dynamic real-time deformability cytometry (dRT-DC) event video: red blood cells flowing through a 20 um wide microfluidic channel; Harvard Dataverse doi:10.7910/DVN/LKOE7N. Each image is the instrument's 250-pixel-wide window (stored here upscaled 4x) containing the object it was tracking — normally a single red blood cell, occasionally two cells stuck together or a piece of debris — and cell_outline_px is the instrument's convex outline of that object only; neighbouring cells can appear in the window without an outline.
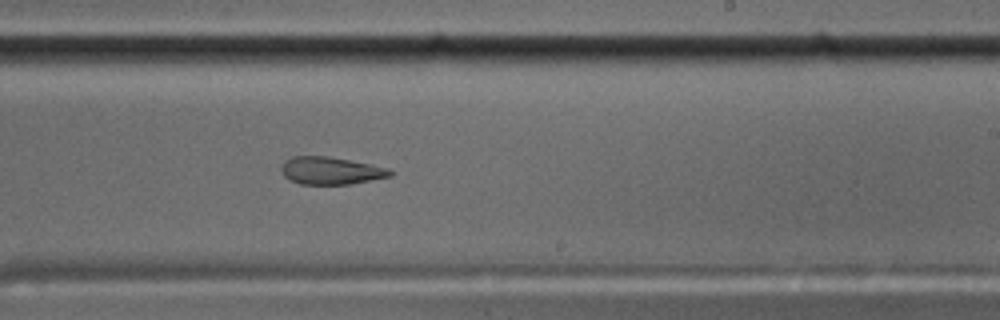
{"species": "common noctule bat (a hibernating species)", "species_latin": "Nyctalus noctula", "temperature_condition": "cold", "stored_images_in_passage": 57, "camera_frame_rate_fps": 3000, "um_per_image_px": 0.085, "animal": {"sex": "male", "body_mass_g": 17.5, "forearm_length_mm": 52.3}, "frame": {"image": 1, "passage_image": 35, "time_ms": 11.333, "image_size_px": [1000, 320], "cell_outline_px": [[392, 176], [352, 184], [300, 184], [288, 180], [284, 176], [280, 168], [284, 160], [292, 156], [328, 156], [388, 168], [392, 172]], "centroid_in_image_um": [28.07, 14.51], "position_along_channel_um": 260.9, "area_um2": 17.46}}
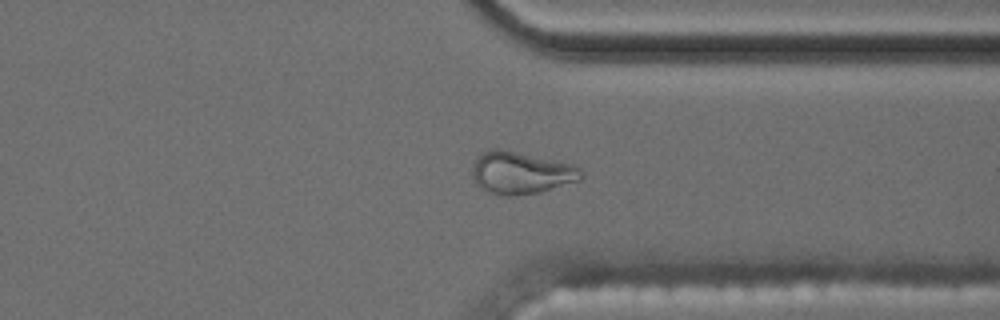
{"frame": {"image": 2, "passage_image": 44, "time_ms": 14.333, "image_size_px": [1000, 320], "cell_outline_px": [[584, 176], [580, 180], [540, 192], [512, 196], [504, 196], [488, 192], [476, 184], [472, 176], [472, 168], [476, 156], [480, 152], [492, 148], [500, 148], [572, 164], [580, 168], [584, 172]], "centroid_in_image_um": [44.26, 14.68], "position_along_channel_um": 367.1, "area_um2": 27.05}}
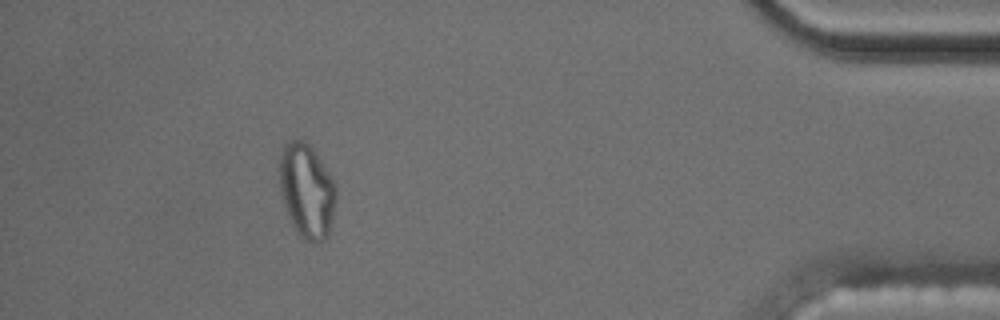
{"frame": {"image": 3, "passage_image": 52, "time_ms": 17.0, "image_size_px": [1000, 320], "cell_outline_px": [[336, 196], [332, 220], [328, 236], [324, 240], [304, 240], [296, 232], [288, 216], [280, 192], [280, 148], [288, 140], [304, 140], [312, 148], [336, 184]], "centroid_in_image_um": [26.06, 16.2], "position_along_channel_um": 409.1, "area_um2": 30.92}, "authors_computed_cell_mechanics": {"area_um2": 18.1492, "velocity_mm_per_s": 3.5427, "shape_relaxation_time_tau1_ms": null, "shape_relaxation_time_tau2_ms": 3.6835, "deformation_change_tau1": null, "deformation_change_tau2": 0.1172}}